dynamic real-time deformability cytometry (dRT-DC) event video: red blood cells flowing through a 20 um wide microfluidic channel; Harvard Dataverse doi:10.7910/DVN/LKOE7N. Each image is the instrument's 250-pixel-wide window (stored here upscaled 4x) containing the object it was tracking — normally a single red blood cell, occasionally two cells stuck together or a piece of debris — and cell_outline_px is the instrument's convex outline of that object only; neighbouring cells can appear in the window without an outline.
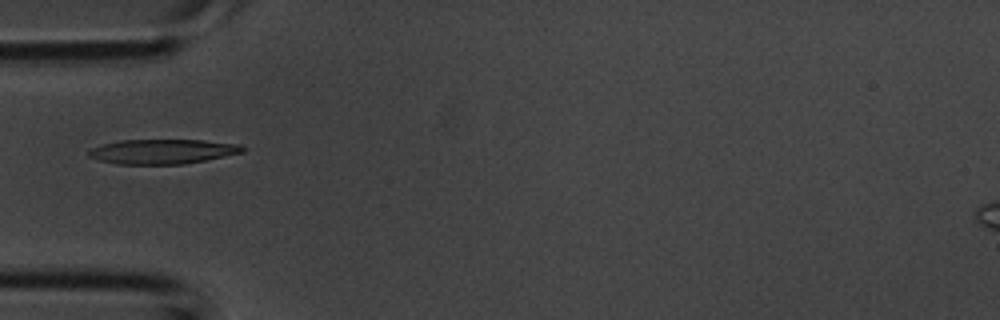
{"species": "common noctule bat (a hibernating species)", "species_latin": "Nyctalus noctula", "temperature_condition": "room temperature", "stored_images_in_passage": 3, "camera_frame_rate_fps": 3000, "um_per_image_px": 0.085, "animal": {"sex": "male", "body_mass_g": 20.1, "forearm_length_mm": 53.5}, "frame": {"image": 1, "passage_image": 3, "time_ms": 0.667, "image_size_px": [1000, 320], "cell_outline_px": [[248, 148], [244, 152], [184, 164], [116, 164], [100, 160], [88, 156], [88, 152], [92, 148], [104, 144], [120, 140], [204, 140], [240, 144]], "centroid_in_image_um": [13.86, 12.87], "position_along_channel_um": 71.1, "area_um2": 22.08}}